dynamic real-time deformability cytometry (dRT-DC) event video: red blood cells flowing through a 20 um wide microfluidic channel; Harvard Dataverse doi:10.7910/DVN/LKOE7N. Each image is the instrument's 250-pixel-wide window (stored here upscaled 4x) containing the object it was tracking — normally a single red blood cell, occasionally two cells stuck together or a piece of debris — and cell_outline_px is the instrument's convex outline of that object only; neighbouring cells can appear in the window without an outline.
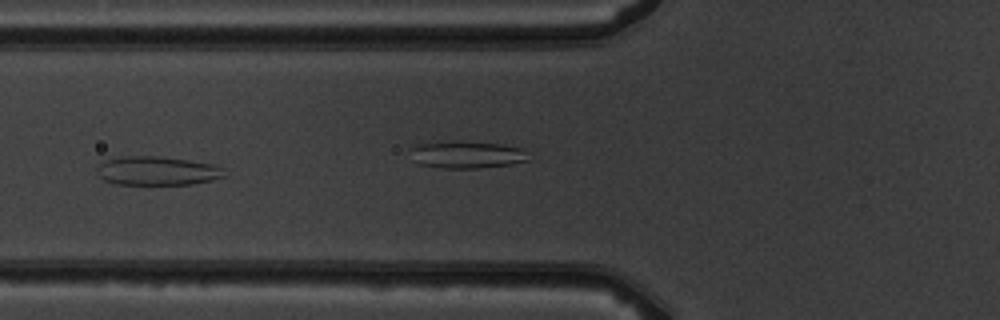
{"species": "common noctule bat (a hibernating species)", "species_latin": "Nyctalus noctula", "temperature_condition": "warm", "stored_images_in_passage": 8, "camera_frame_rate_fps": 3000, "um_per_image_px": 0.085, "animal": {"sex": "male", "body_mass_g": 19.5, "forearm_length_mm": 54.6}, "frame": {"image": 1, "passage_image": 6, "time_ms": 6.667, "image_size_px": [1000, 320], "cell_outline_px": [[224, 176], [212, 180], [192, 184], [116, 184], [104, 180], [96, 172], [96, 168], [104, 160], [120, 156], [160, 156], [188, 160], [212, 164], [224, 168]], "centroid_in_image_um": [13.33, 14.51], "position_along_channel_um": 112.5, "area_um2": 21.44}}